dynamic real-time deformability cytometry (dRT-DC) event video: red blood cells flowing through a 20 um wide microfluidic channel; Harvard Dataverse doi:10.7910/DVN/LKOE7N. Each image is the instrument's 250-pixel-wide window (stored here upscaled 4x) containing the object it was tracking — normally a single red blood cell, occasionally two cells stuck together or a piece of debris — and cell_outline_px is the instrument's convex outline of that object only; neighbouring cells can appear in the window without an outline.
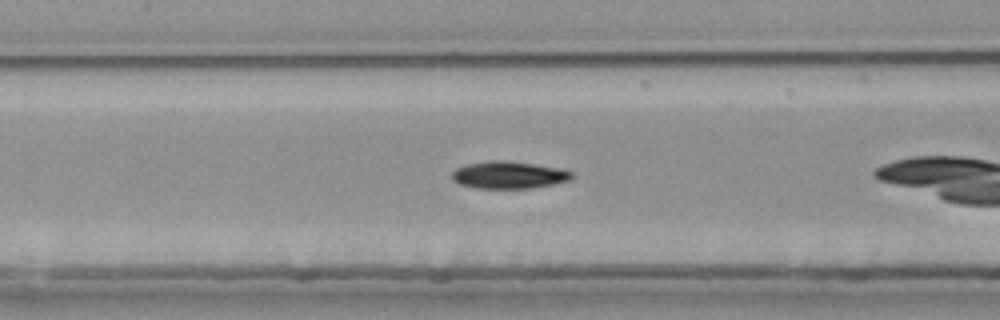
{"species": "common noctule bat (a hibernating species)", "species_latin": "Nyctalus noctula", "temperature_condition": "room temperature", "stored_images_in_passage": 20, "camera_frame_rate_fps": 3000, "um_per_image_px": 0.085, "animal": {"sex": "female", "body_mass_g": 25.1}, "frame": {"image": 1, "passage_image": 9, "time_ms": 2.667, "image_size_px": [1000, 320], "cell_outline_px": [[572, 176], [568, 180], [552, 184], [528, 188], [476, 188], [460, 184], [452, 180], [452, 172], [456, 168], [464, 164], [488, 160], [508, 160], [536, 164], [560, 168], [572, 172]], "centroid_in_image_um": [43.19, 14.85], "position_along_channel_um": 164.2, "area_um2": 19.07}}